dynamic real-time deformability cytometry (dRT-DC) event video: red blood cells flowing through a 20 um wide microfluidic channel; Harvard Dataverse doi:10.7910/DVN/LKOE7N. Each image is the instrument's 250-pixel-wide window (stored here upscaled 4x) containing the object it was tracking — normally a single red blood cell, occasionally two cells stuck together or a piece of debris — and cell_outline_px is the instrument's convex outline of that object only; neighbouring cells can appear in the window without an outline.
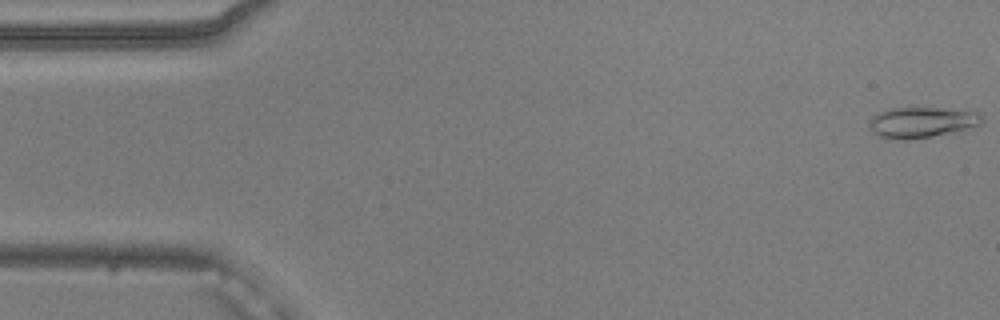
{"species": "common noctule bat (a hibernating species)", "species_latin": "Nyctalus noctula", "temperature_condition": "warm", "stored_images_in_passage": 49, "camera_frame_rate_fps": 3000, "um_per_image_px": 0.085, "animal": {"sex": "male", "body_mass_g": 20.5, "forearm_length_mm": 52.5}, "frame": {"image": 1, "passage_image": 1, "time_ms": 0.0, "image_size_px": [1000, 320], "cell_outline_px": [[984, 124], [952, 132], [932, 136], [908, 140], [900, 140], [880, 136], [872, 132], [868, 124], [872, 116], [888, 108], [976, 108], [984, 116]], "centroid_in_image_um": [78.47, 10.36], "position_along_channel_um": 6.5, "area_um2": 20.81}}
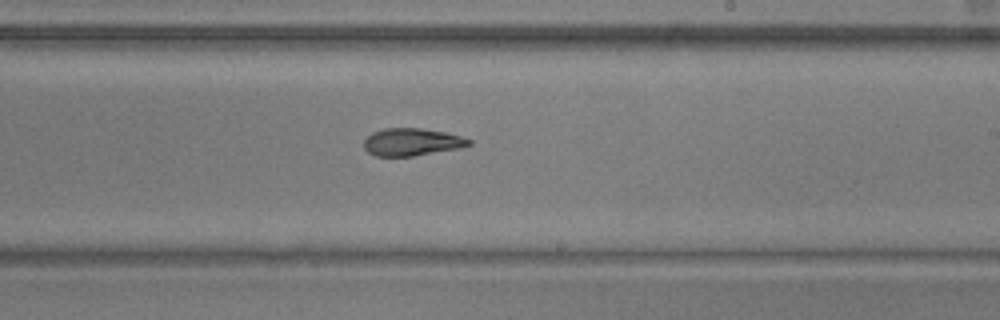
{"frame": {"image": 2, "passage_image": 30, "time_ms": 9.667, "image_size_px": [1000, 320], "cell_outline_px": [[472, 144], [460, 148], [412, 156], [376, 156], [368, 152], [364, 148], [364, 140], [372, 132], [384, 128], [420, 128], [444, 132], [460, 136], [472, 140]], "centroid_in_image_um": [35.0, 12.07], "position_along_channel_um": 254.0, "area_um2": 16.76}}
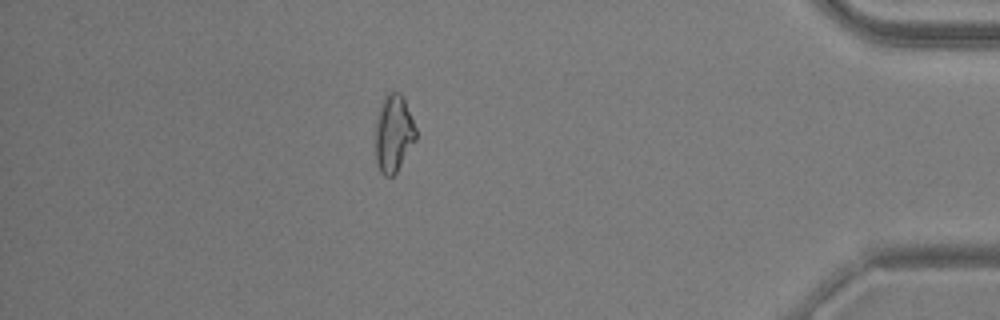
{"frame": {"image": 3, "passage_image": 45, "time_ms": 14.667, "image_size_px": [1000, 320], "cell_outline_px": [[416, 140], [396, 172], [392, 176], [384, 176], [380, 172], [376, 164], [376, 116], [380, 104], [384, 96], [388, 92], [400, 92], [404, 96], [416, 128]], "centroid_in_image_um": [33.45, 11.31], "position_along_channel_um": 401.7, "area_um2": 18.44}, "authors_computed_cell_mechanics": {"area_um2": 17.8024, "velocity_mm_per_s": 3.892, "shape_relaxation_time_tau1_ms": 3.4259, "shape_relaxation_time_tau2_ms": 2.2538, "deformation_change_tau1": 0.1438, "deformation_change_tau2": 0.0813}}